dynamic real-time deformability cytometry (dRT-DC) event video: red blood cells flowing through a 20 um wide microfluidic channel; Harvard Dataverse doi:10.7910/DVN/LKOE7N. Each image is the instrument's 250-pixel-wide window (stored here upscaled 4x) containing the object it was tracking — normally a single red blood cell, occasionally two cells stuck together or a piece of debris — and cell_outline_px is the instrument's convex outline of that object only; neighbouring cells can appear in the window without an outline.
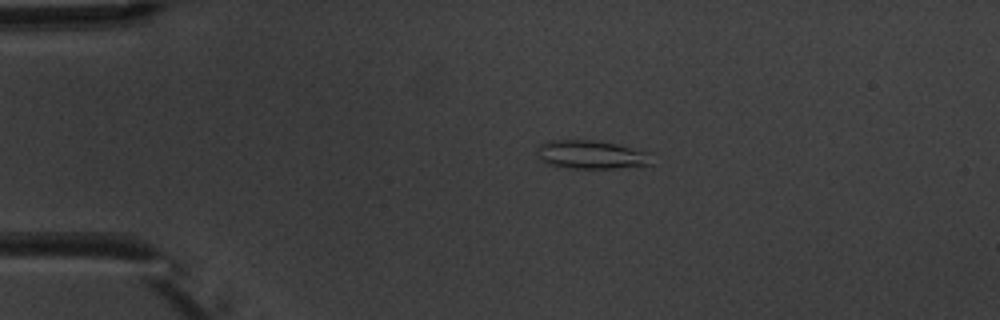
{"species": "common noctule bat (a hibernating species)", "species_latin": "Nyctalus noctula", "temperature_condition": "warm", "stored_images_in_passage": 3, "camera_frame_rate_fps": 3000, "um_per_image_px": 0.085, "animal": {"sex": "male", "body_mass_g": 20.1, "forearm_length_mm": 53.5}, "frame": {"image": 1, "passage_image": 1, "time_ms": 0.0, "image_size_px": [1000, 320], "cell_outline_px": [[652, 164], [616, 168], [572, 168], [548, 164], [540, 160], [536, 152], [540, 144], [552, 140], [592, 140], [616, 144], [652, 152]], "centroid_in_image_um": [50.28, 13.14], "position_along_channel_um": 34.7, "area_um2": 19.07}}
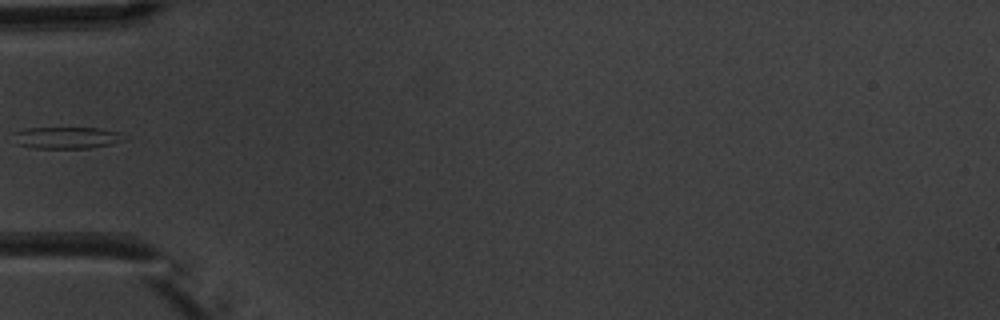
{"frame": {"image": 2, "passage_image": 3, "time_ms": 2.333, "image_size_px": [1000, 320], "cell_outline_px": [[120, 140], [112, 144], [88, 148], [36, 148], [16, 144], [12, 132], [24, 128], [100, 128], [120, 132]], "centroid_in_image_um": [5.56, 11.7], "position_along_channel_um": 79.4, "area_um2": 13.87}}